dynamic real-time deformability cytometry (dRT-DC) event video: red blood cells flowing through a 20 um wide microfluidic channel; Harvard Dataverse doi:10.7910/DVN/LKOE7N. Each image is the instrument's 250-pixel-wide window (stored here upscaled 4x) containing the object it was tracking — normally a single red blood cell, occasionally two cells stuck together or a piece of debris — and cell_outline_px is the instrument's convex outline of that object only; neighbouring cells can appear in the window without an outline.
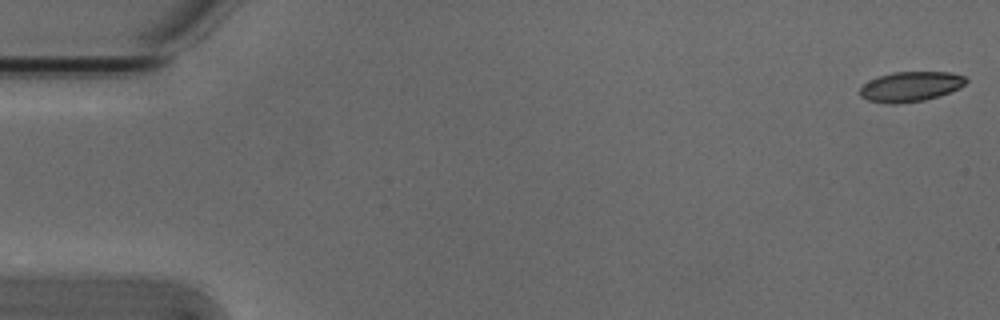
{"species": "Egyptian fruit bat (a non-hibernating species)", "species_latin": "Rousettus aegyptiacus", "temperature_condition": "cold", "stored_images_in_passage": 14, "camera_frame_rate_fps": 3000, "um_per_image_px": 0.085, "animal": {"sex": "male"}, "frame": {"image": 1, "passage_image": 1, "time_ms": 0.0, "image_size_px": [1000, 320], "cell_outline_px": [[968, 80], [960, 88], [940, 96], [924, 100], [892, 104], [868, 100], [860, 96], [860, 88], [864, 84], [880, 76], [892, 72], [948, 72], [964, 76]], "centroid_in_image_um": [77.42, 7.36], "position_along_channel_um": 7.6, "area_um2": 18.32}}
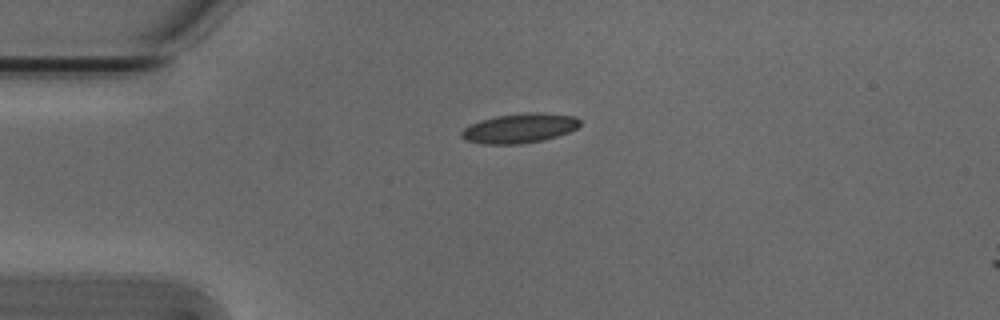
{"frame": {"image": 2, "passage_image": 13, "time_ms": 4.0, "image_size_px": [1000, 320], "cell_outline_px": [[580, 124], [576, 128], [568, 132], [544, 140], [520, 144], [484, 144], [464, 140], [460, 136], [460, 132], [464, 128], [480, 120], [496, 116], [524, 112], [544, 112], [576, 116], [580, 120]], "centroid_in_image_um": [44.16, 10.89], "position_along_channel_um": 40.8, "area_um2": 20.58}}